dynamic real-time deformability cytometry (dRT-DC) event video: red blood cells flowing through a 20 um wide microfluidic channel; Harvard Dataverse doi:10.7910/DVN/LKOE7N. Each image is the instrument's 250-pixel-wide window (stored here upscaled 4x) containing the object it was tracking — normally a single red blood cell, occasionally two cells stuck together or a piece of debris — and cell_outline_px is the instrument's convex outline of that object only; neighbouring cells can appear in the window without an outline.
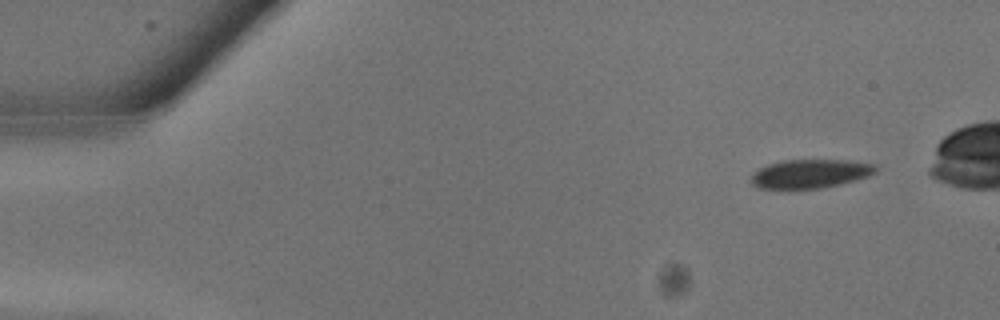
{"species": "common noctule bat (a hibernating species)", "species_latin": "Nyctalus noctula", "temperature_condition": "warm", "stored_images_in_passage": 13, "camera_frame_rate_fps": 3000, "um_per_image_px": 0.085, "animal": {"sex": "male", "body_mass_g": 13.3}, "frame": {"image": 1, "passage_image": 1, "time_ms": 0.0, "image_size_px": [1000, 320], "cell_outline_px": [[876, 172], [868, 176], [840, 184], [820, 188], [760, 188], [752, 184], [752, 176], [760, 168], [768, 164], [784, 160], [844, 160], [876, 164]], "centroid_in_image_um": [68.9, 14.76], "position_along_channel_um": 16.1, "area_um2": 20.52}}
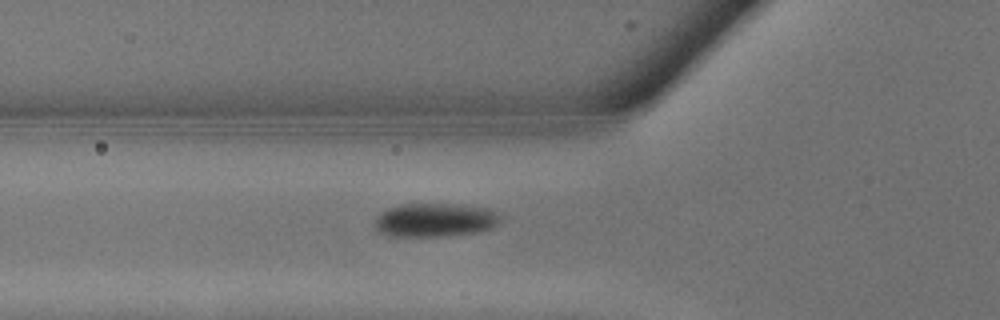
{"frame": {"image": 2, "passage_image": 8, "time_ms": 2.333, "image_size_px": [1000, 320], "cell_outline_px": [[500, 224], [492, 228], [476, 232], [448, 236], [388, 236], [376, 232], [372, 224], [376, 216], [380, 212], [388, 208], [400, 204], [464, 204], [488, 208], [500, 212]], "centroid_in_image_um": [36.95, 18.7], "position_along_channel_um": 88.8, "area_um2": 25.37}}
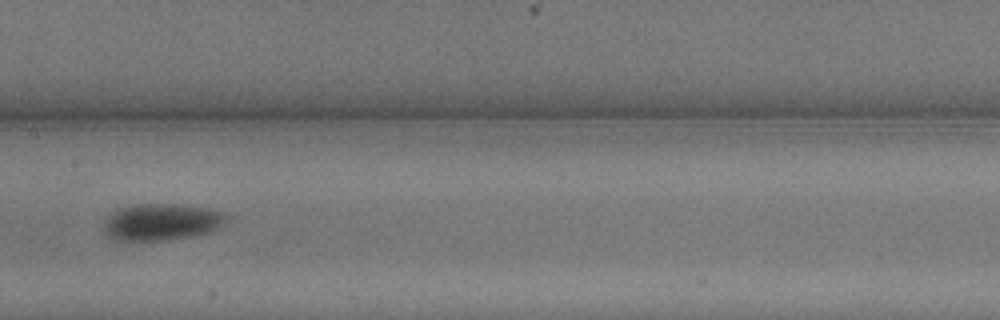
{"frame": {"image": 3, "passage_image": 12, "time_ms": 3.667, "image_size_px": [1000, 320], "cell_outline_px": [[228, 220], [224, 224], [212, 232], [192, 236], [164, 240], [128, 244], [112, 240], [104, 232], [104, 220], [112, 212], [120, 208], [136, 204], [172, 204], [208, 208], [228, 212]], "centroid_in_image_um": [13.71, 18.91], "position_along_channel_um": 193.7, "area_um2": 27.28}}